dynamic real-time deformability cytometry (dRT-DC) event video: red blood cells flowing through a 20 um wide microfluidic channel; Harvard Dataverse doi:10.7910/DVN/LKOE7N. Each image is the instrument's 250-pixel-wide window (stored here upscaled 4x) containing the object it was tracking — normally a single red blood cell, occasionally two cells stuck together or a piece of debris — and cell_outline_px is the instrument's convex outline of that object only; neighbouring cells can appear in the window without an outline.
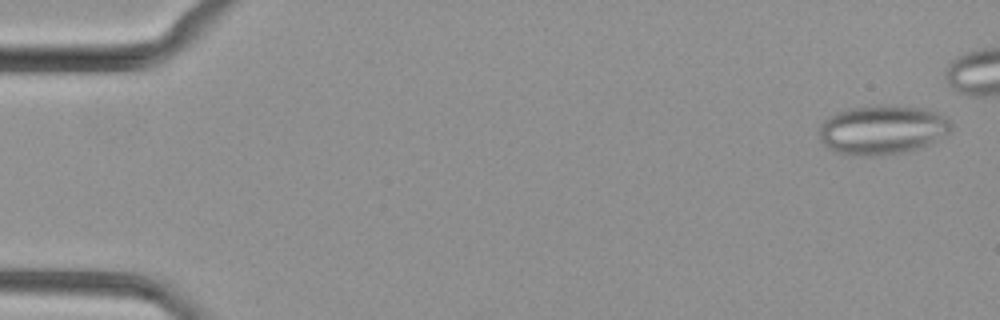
{"species": "common noctule bat (a hibernating species)", "species_latin": "Nyctalus noctula", "temperature_condition": "cold", "stored_images_in_passage": 41, "camera_frame_rate_fps": 3000, "um_per_image_px": 0.085, "animal": {"sex": "female", "body_mass_g": 29.2, "forearm_length_mm": 56.3}, "frame": {"image": 1, "passage_image": 2, "time_ms": 0.333, "image_size_px": [1000, 320], "cell_outline_px": [[952, 128], [948, 136], [928, 144], [904, 152], [872, 156], [864, 156], [836, 152], [828, 148], [820, 140], [816, 132], [820, 124], [828, 116], [844, 108], [880, 104], [888, 104], [928, 108], [948, 116], [952, 124]], "centroid_in_image_um": [75.01, 10.99], "position_along_channel_um": 10.0, "area_um2": 38.96}}
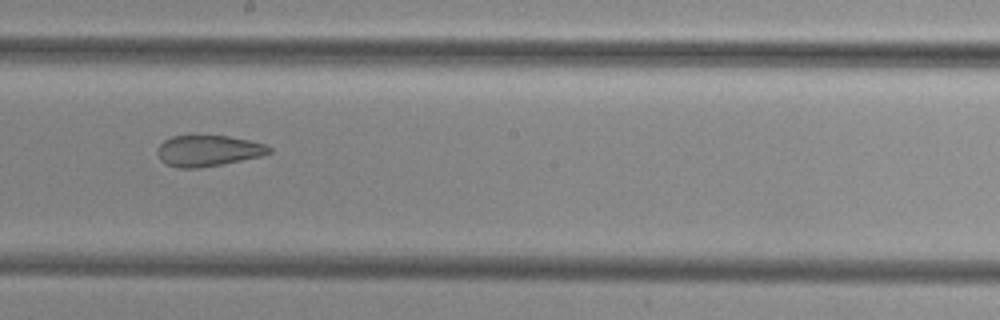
{"frame": {"image": 2, "passage_image": 28, "time_ms": 9.0, "image_size_px": [1000, 320], "cell_outline_px": [[272, 152], [260, 156], [200, 168], [176, 168], [160, 160], [156, 152], [156, 148], [164, 140], [172, 136], [228, 136], [248, 140], [264, 144], [272, 148]], "centroid_in_image_um": [17.65, 12.81], "position_along_channel_um": 230.5, "area_um2": 20.06}}
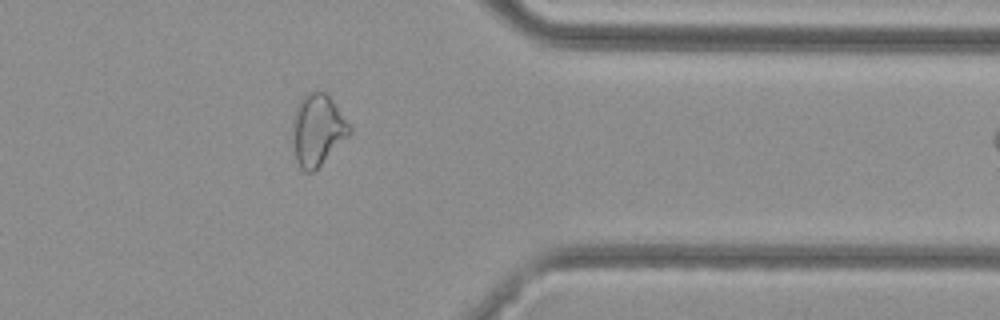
{"frame": {"image": 3, "passage_image": 40, "time_ms": 13.0, "image_size_px": [1000, 320], "cell_outline_px": [[352, 132], [312, 172], [304, 172], [300, 168], [296, 160], [292, 140], [292, 120], [296, 108], [300, 100], [308, 92], [316, 88], [328, 92], [352, 128]], "centroid_in_image_um": [26.98, 10.98], "position_along_channel_um": 384.4, "area_um2": 23.93}}